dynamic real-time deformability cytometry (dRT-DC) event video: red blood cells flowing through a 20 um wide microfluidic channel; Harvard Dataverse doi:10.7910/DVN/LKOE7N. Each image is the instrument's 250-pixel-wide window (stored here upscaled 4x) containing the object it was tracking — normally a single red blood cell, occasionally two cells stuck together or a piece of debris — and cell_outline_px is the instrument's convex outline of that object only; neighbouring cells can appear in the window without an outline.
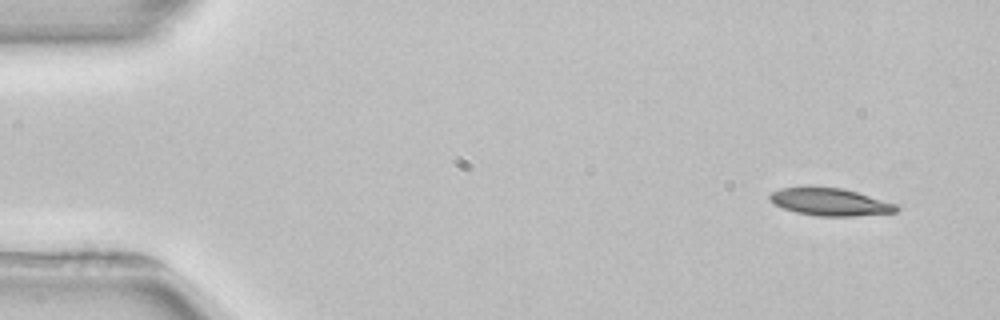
{"species": "common noctule bat (a hibernating species)", "species_latin": "Nyctalus noctula", "temperature_condition": "room temperature", "stored_images_in_passage": 3, "camera_frame_rate_fps": 3000, "um_per_image_px": 0.085, "animal": {"sex": "female", "body_mass_g": 22.7, "forearm_length_mm": 54.2}, "frame": {"image": 1, "passage_image": 1, "time_ms": 0.0, "image_size_px": [1000, 320], "cell_outline_px": [[900, 208], [896, 212], [852, 216], [816, 216], [796, 212], [784, 208], [776, 204], [768, 196], [772, 192], [780, 188], [808, 184], [812, 184], [840, 188], [856, 192], [896, 204]], "centroid_in_image_um": [70.5, 17.12], "position_along_channel_um": 14.5, "area_um2": 20.58}}